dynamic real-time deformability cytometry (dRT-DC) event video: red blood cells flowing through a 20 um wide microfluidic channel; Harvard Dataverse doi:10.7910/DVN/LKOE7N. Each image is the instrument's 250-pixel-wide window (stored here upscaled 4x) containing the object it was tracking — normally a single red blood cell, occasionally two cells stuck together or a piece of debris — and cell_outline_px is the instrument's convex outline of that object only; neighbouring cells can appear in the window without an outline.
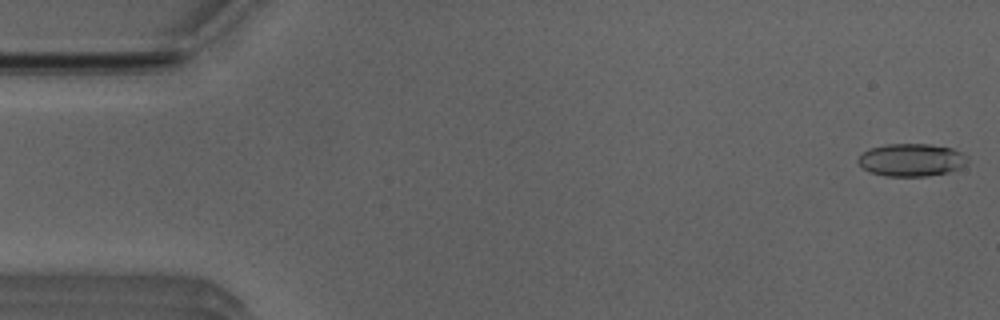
{"species": "Egyptian fruit bat (a non-hibernating species)", "species_latin": "Rousettus aegyptiacus", "temperature_condition": "room temperature", "stored_images_in_passage": 7, "camera_frame_rate_fps": 3000, "um_per_image_px": 0.085, "animal": {"sex": "male"}, "frame": {"image": 1, "passage_image": 1, "time_ms": 0.0, "image_size_px": [1000, 320], "cell_outline_px": [[968, 160], [964, 164], [948, 172], [928, 176], [888, 176], [868, 172], [856, 160], [868, 148], [884, 144], [928, 144], [952, 148], [968, 156]], "centroid_in_image_um": [77.44, 13.59], "position_along_channel_um": 7.6, "area_um2": 20.75}}